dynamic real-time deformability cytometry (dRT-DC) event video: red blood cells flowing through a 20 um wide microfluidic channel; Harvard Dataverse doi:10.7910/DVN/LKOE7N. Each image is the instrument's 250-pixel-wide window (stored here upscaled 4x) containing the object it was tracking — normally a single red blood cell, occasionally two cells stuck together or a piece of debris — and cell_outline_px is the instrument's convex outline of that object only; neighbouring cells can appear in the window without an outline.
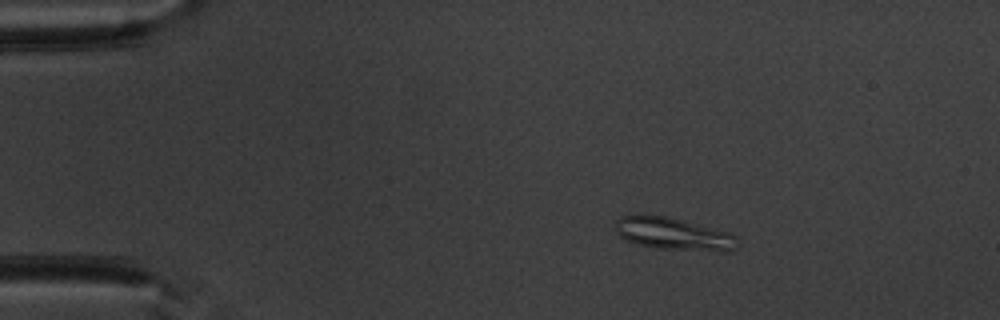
{"species": "common noctule bat (a hibernating species)", "species_latin": "Nyctalus noctula", "temperature_condition": "warm", "stored_images_in_passage": 44, "camera_frame_rate_fps": 3000, "um_per_image_px": 0.085, "animal": {"sex": "male", "body_mass_g": 20.1, "forearm_length_mm": 53.5}, "frame": {"image": 1, "passage_image": 1, "time_ms": 0.0, "image_size_px": [1000, 320], "cell_outline_px": [[740, 244], [732, 252], [720, 252], [652, 248], [636, 244], [624, 240], [616, 232], [616, 220], [620, 216], [668, 216], [732, 232], [740, 240]], "centroid_in_image_um": [57.36, 19.91], "position_along_channel_um": 27.6, "area_um2": 23.64}}
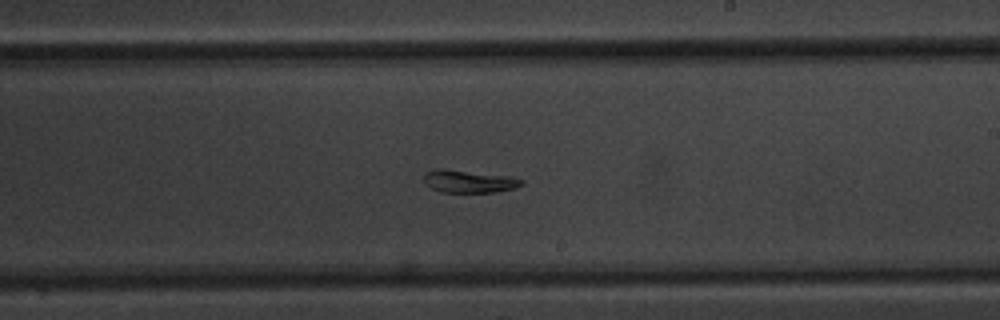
{"frame": {"image": 2, "passage_image": 23, "time_ms": 7.333, "image_size_px": [1000, 320], "cell_outline_px": [[524, 184], [516, 188], [496, 192], [440, 192], [424, 184], [424, 172], [436, 168], [444, 168], [512, 176], [524, 180]], "centroid_in_image_um": [39.86, 15.4], "position_along_channel_um": 249.1, "area_um2": 13.24}}
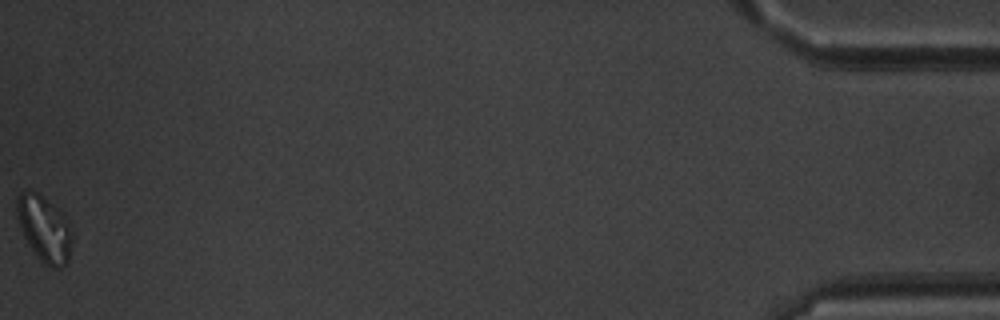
{"frame": {"image": 3, "passage_image": 44, "time_ms": 14.333, "image_size_px": [1000, 320], "cell_outline_px": [[72, 244], [68, 260], [60, 268], [52, 268], [44, 264], [40, 260], [28, 244], [24, 236], [16, 216], [16, 196], [20, 192], [32, 188], [52, 204], [68, 220], [72, 232]], "centroid_in_image_um": [3.75, 19.42], "position_along_channel_um": 431.4, "area_um2": 21.39}, "authors_computed_cell_mechanics": {"area_um2": 14.8835, "velocity_mm_per_s": 3.9302, "shape_relaxation_time_tau1_ms": 11.3672, "shape_relaxation_time_tau2_ms": null, "deformation_change_tau1": 0.1998, "deformation_change_tau2": null}}